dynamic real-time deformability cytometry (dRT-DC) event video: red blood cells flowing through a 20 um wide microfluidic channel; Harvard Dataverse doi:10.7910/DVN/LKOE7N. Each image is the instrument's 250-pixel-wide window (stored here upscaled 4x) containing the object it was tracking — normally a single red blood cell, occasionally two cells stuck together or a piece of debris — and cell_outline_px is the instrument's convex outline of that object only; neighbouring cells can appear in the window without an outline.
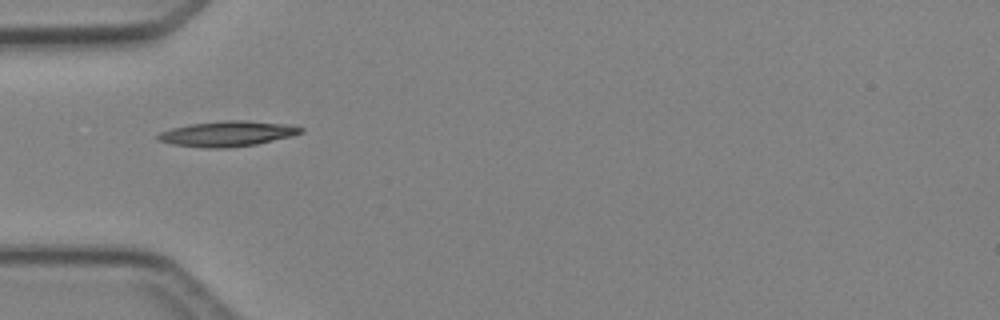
{"species": "Egyptian fruit bat (a non-hibernating species)", "species_latin": "Rousettus aegyptiacus", "temperature_condition": "cold", "stored_images_in_passage": 2, "camera_frame_rate_fps": 3000, "um_per_image_px": 0.085, "animal": {"sex": "female"}, "frame": {"image": 1, "passage_image": 2, "time_ms": 1.333, "image_size_px": [1000, 320], "cell_outline_px": [[304, 132], [292, 136], [256, 144], [224, 148], [208, 148], [172, 144], [160, 140], [156, 136], [160, 132], [172, 128], [192, 124], [224, 120], [248, 120], [288, 124], [304, 128]], "centroid_in_image_um": [19.38, 11.36], "position_along_channel_um": 65.6, "area_um2": 20.98}}